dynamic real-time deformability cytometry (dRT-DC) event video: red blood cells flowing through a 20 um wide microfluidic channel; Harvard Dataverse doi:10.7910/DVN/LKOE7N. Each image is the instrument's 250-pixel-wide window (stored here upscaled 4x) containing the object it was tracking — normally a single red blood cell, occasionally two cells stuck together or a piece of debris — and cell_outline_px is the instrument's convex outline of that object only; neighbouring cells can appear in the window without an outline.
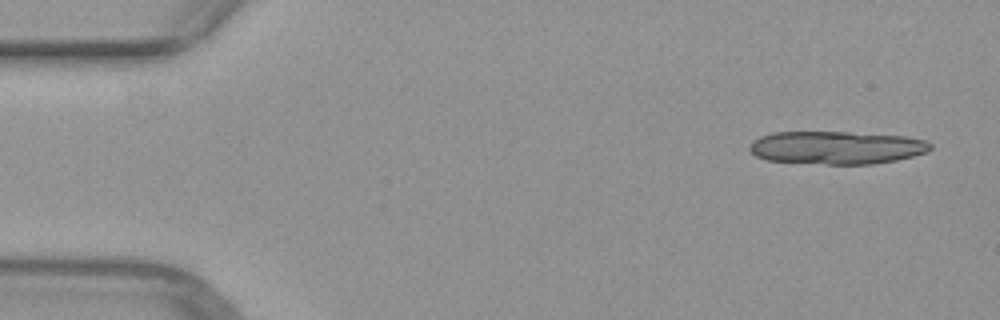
{"species": "common noctule bat (a hibernating species)", "species_latin": "Nyctalus noctula", "temperature_condition": "warm", "stored_images_in_passage": 14, "camera_frame_rate_fps": 3000, "um_per_image_px": 0.085, "animal": {"sex": "female", "body_mass_g": 29.2, "forearm_length_mm": 56.3}, "frame": {"image": 1, "passage_image": 3, "time_ms": 0.667, "image_size_px": [1000, 320], "cell_outline_px": [[932, 148], [928, 152], [896, 160], [872, 164], [828, 164], [764, 160], [756, 156], [748, 148], [752, 140], [760, 136], [772, 132], [848, 132], [904, 136], [924, 140], [932, 144]], "centroid_in_image_um": [71.08, 12.54], "position_along_channel_um": 13.9, "area_um2": 34.85}}